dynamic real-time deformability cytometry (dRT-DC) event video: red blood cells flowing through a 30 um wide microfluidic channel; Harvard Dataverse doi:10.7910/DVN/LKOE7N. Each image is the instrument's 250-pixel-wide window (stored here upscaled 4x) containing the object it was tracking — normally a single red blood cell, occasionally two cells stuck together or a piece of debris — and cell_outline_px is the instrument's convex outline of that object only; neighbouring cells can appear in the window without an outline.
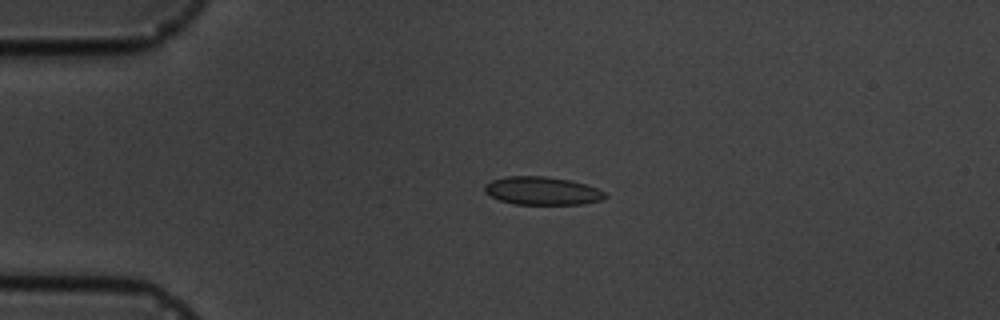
{"species": "common noctule bat (a hibernating species)", "species_latin": "Nyctalus noctula", "temperature_condition": "cold", "stored_images_in_passage": 6, "camera_frame_rate_fps": 3000, "um_per_image_px": 0.085, "animal": {"sex": "male", "body_mass_g": 19.5, "forearm_length_mm": 54.6}, "frame": {"image": 1, "passage_image": 4, "time_ms": 3.333, "image_size_px": [1000, 320], "cell_outline_px": [[608, 196], [604, 200], [584, 204], [516, 204], [500, 200], [484, 192], [484, 184], [492, 180], [508, 176], [544, 176], [568, 180], [584, 184], [596, 188], [604, 192]], "centroid_in_image_um": [46.09, 16.22], "position_along_channel_um": 38.9, "area_um2": 19.65}}
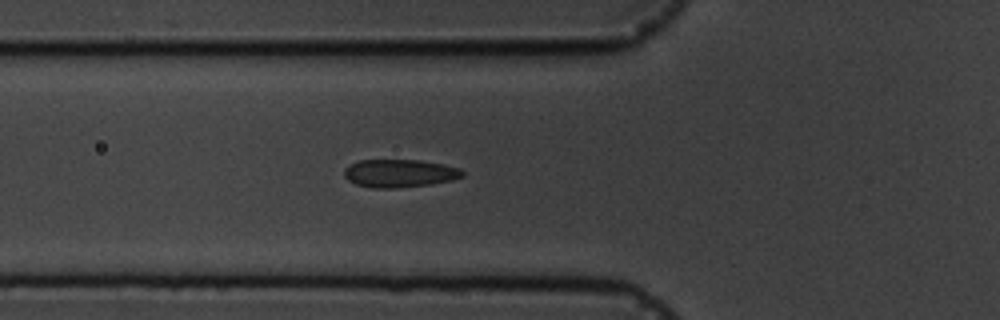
{"frame": {"image": 2, "passage_image": 6, "time_ms": 5.667, "image_size_px": [1000, 320], "cell_outline_px": [[464, 176], [452, 180], [432, 184], [396, 188], [372, 188], [356, 184], [348, 180], [344, 176], [344, 168], [348, 164], [360, 160], [420, 160], [444, 164], [460, 168], [464, 172]], "centroid_in_image_um": [33.96, 14.73], "position_along_channel_um": 91.8, "area_um2": 19.48}}